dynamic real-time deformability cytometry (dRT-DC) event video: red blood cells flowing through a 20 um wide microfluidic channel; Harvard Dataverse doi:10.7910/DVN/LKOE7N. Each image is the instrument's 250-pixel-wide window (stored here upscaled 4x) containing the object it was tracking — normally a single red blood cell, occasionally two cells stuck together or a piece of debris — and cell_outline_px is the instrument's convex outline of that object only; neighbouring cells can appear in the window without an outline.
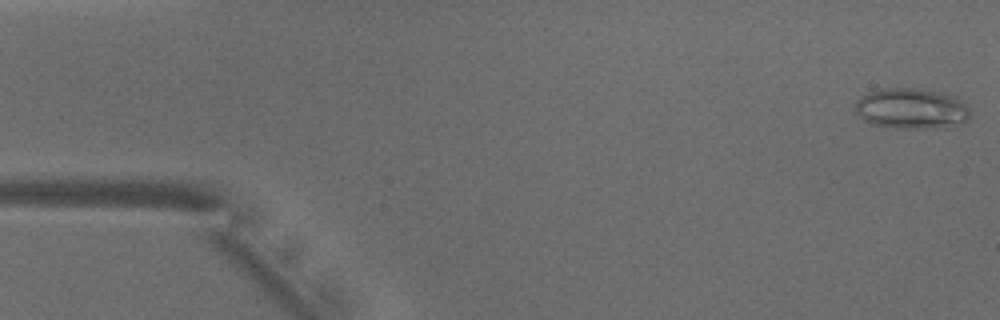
{"species": "common noctule bat (a hibernating species)", "species_latin": "Nyctalus noctula", "temperature_condition": "warm", "stored_images_in_passage": 47, "camera_frame_rate_fps": 3000, "um_per_image_px": 0.085, "animal": {"sex": "male", "body_mass_g": 18.8}, "frame": {"image": 1, "passage_image": 1, "time_ms": 0.0, "image_size_px": [1000, 320], "cell_outline_px": [[968, 120], [960, 124], [924, 128], [896, 128], [872, 124], [864, 120], [856, 112], [856, 100], [868, 92], [884, 88], [912, 88], [944, 92], [956, 96], [968, 108]], "centroid_in_image_um": [77.45, 9.21], "position_along_channel_um": 7.5, "area_um2": 26.99}}
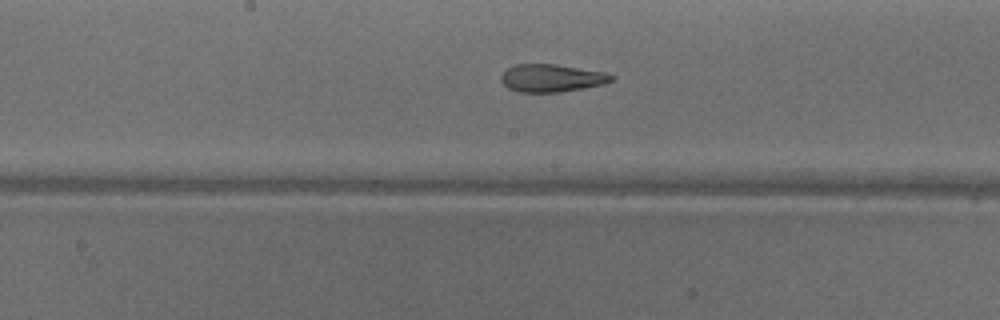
{"frame": {"image": 2, "passage_image": 25, "time_ms": 8.0, "image_size_px": [1000, 320], "cell_outline_px": [[616, 80], [604, 84], [560, 92], [520, 92], [508, 88], [500, 80], [500, 76], [512, 64], [556, 64], [604, 72], [616, 76]], "centroid_in_image_um": [46.9, 6.63], "position_along_channel_um": 201.3, "area_um2": 17.92}}
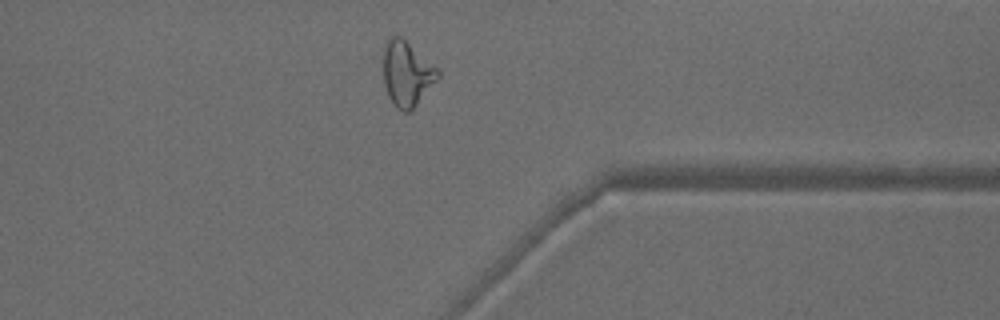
{"frame": {"image": 3, "passage_image": 39, "time_ms": 12.667, "image_size_px": [1000, 320], "cell_outline_px": [[440, 76], [416, 104], [408, 112], [404, 112], [396, 108], [392, 104], [388, 96], [384, 84], [384, 48], [388, 40], [392, 36], [400, 36], [436, 68], [440, 72]], "centroid_in_image_um": [34.55, 6.29], "position_along_channel_um": 376.8, "area_um2": 20.0}, "authors_computed_cell_mechanics": {"area_um2": 20.0566, "velocity_mm_per_s": 3.947, "shape_relaxation_time_tau1_ms": null, "shape_relaxation_time_tau2_ms": 1.9299, "deformation_change_tau1": null, "deformation_change_tau2": 0.1102}}